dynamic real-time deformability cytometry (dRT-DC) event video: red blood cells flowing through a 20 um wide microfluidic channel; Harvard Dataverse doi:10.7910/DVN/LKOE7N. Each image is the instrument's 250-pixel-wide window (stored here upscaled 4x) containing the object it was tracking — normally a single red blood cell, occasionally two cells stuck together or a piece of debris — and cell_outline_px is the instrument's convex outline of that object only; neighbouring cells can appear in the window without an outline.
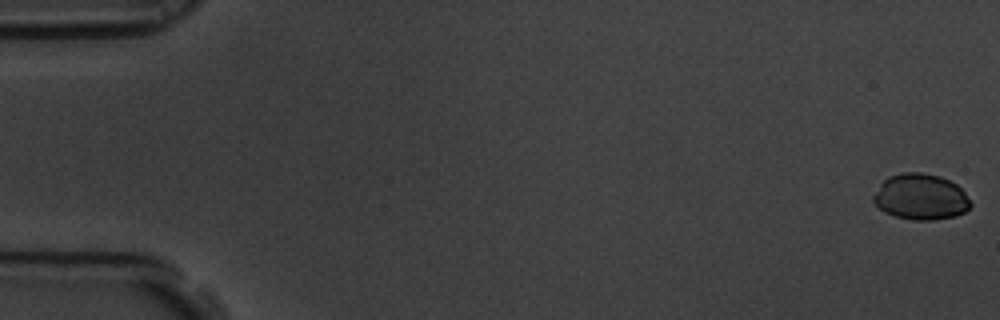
{"species": "common noctule bat (a hibernating species)", "species_latin": "Nyctalus noctula", "temperature_condition": "room temperature", "stored_images_in_passage": 11, "camera_frame_rate_fps": 3000, "um_per_image_px": 0.085, "animal": {"sex": "male", "body_mass_g": 19.5, "forearm_length_mm": 54.6}, "frame": {"image": 1, "passage_image": 1, "time_ms": 0.0, "image_size_px": [1000, 320], "cell_outline_px": [[972, 204], [964, 212], [956, 216], [936, 220], [912, 220], [896, 216], [884, 212], [872, 200], [872, 196], [880, 184], [888, 176], [904, 172], [920, 172], [940, 176], [956, 184], [964, 192]], "centroid_in_image_um": [78.25, 16.73], "position_along_channel_um": 6.8, "area_um2": 26.01}}